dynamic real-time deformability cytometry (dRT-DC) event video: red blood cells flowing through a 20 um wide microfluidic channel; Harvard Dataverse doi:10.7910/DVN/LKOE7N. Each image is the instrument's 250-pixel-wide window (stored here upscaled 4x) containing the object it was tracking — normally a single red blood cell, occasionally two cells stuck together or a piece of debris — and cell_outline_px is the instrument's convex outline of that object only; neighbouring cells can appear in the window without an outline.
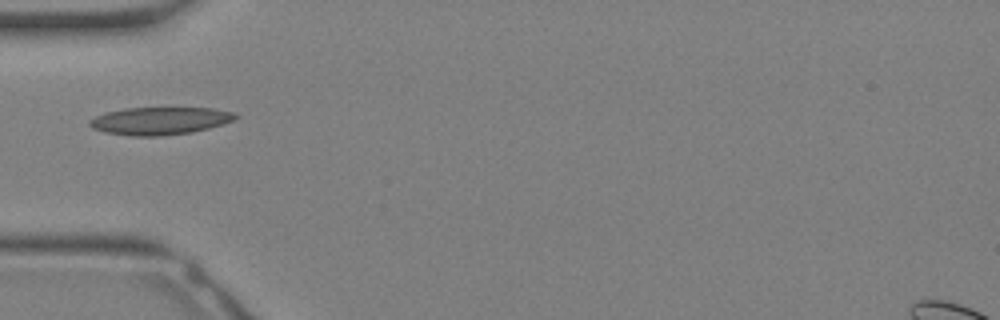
{"species": "Egyptian fruit bat (a non-hibernating species)", "species_latin": "Rousettus aegyptiacus", "temperature_condition": "warm", "stored_images_in_passage": 22, "camera_frame_rate_fps": 3000, "um_per_image_px": 0.085, "animal": {"sex": "female"}, "frame": {"image": 1, "passage_image": 1, "time_ms": 0.0, "image_size_px": [1000, 320], "cell_outline_px": [[240, 116], [224, 124], [192, 132], [160, 136], [128, 136], [104, 132], [92, 128], [88, 124], [88, 120], [104, 112], [124, 108], [212, 108], [236, 112]], "centroid_in_image_um": [13.57, 10.27], "position_along_channel_um": 71.4, "area_um2": 23.7}}
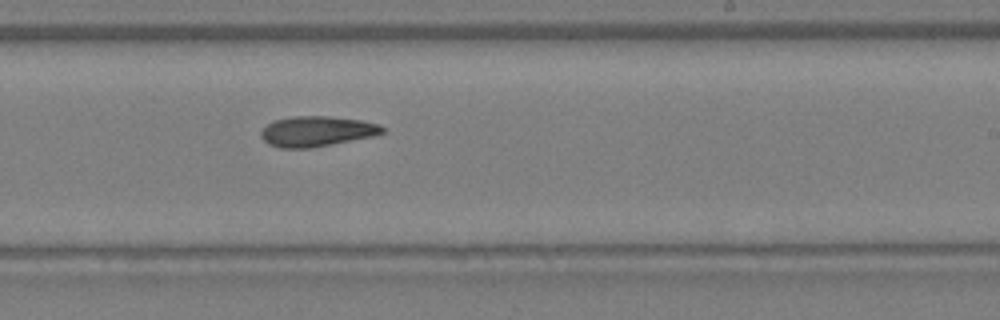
{"frame": {"image": 2, "passage_image": 10, "time_ms": 3.0, "image_size_px": [1000, 320], "cell_outline_px": [[384, 132], [372, 136], [312, 148], [280, 148], [268, 144], [260, 136], [260, 132], [272, 120], [292, 116], [328, 116], [360, 120], [380, 124], [384, 128]], "centroid_in_image_um": [26.89, 11.16], "position_along_channel_um": 262.1, "area_um2": 21.44}}
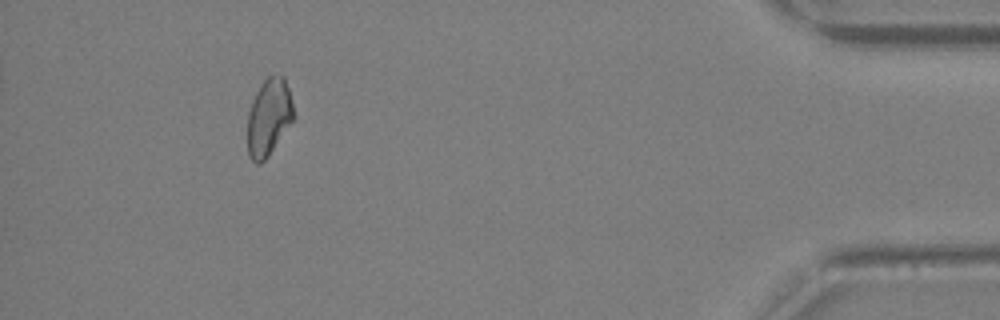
{"frame": {"image": 3, "passage_image": 20, "time_ms": 6.333, "image_size_px": [1000, 320], "cell_outline_px": [[292, 120], [268, 156], [260, 164], [256, 164], [248, 156], [248, 112], [256, 92], [264, 80], [268, 76], [284, 76], [292, 100]], "centroid_in_image_um": [22.82, 9.97], "position_along_channel_um": 412.4, "area_um2": 20.17}}